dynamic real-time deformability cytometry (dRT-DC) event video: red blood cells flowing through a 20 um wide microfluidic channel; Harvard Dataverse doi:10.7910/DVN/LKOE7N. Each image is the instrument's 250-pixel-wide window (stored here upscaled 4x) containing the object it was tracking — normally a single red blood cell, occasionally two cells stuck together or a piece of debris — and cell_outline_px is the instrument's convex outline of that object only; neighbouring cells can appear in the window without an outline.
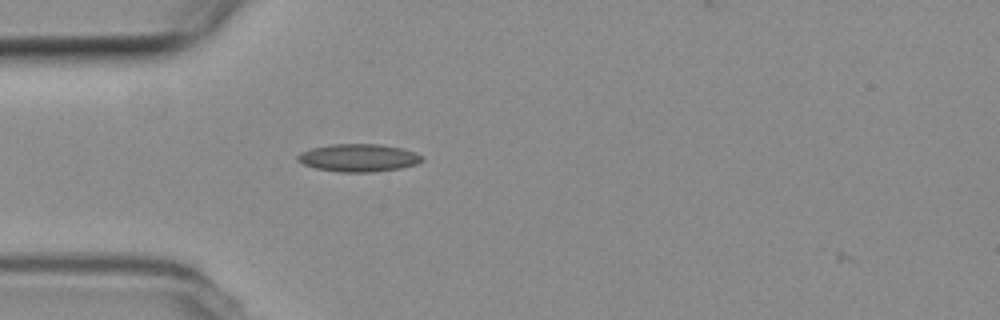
{"species": "common noctule bat (a hibernating species)", "species_latin": "Nyctalus noctula", "temperature_condition": "room temperature", "stored_images_in_passage": 3, "camera_frame_rate_fps": 3000, "um_per_image_px": 0.085, "animal": {"sex": "female", "body_mass_g": 19.3, "forearm_length_mm": 54.1}, "frame": {"image": 1, "passage_image": 2, "time_ms": 0.333, "image_size_px": [1000, 320], "cell_outline_px": [[424, 160], [416, 164], [400, 168], [372, 172], [340, 172], [316, 168], [304, 164], [296, 160], [296, 156], [300, 152], [312, 148], [332, 144], [380, 144], [400, 148], [416, 152], [424, 156]], "centroid_in_image_um": [30.48, 13.41], "position_along_channel_um": 54.5, "area_um2": 20.11}}